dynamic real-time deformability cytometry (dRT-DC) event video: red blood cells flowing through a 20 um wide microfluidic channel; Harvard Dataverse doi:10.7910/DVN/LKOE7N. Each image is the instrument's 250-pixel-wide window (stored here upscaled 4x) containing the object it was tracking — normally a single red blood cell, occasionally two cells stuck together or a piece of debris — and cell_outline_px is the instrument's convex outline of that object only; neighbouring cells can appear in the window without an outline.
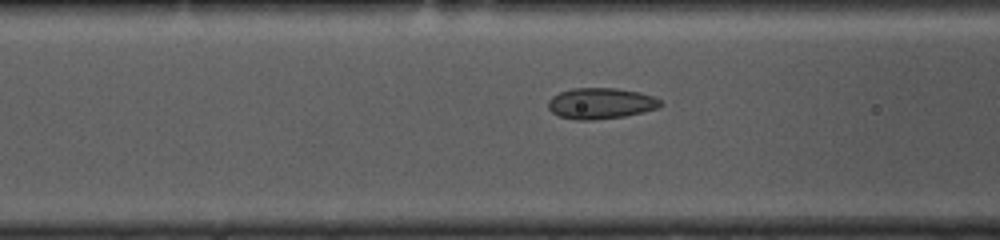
{"species": "common noctule bat (a hibernating species)", "species_latin": "Nyctalus noctula", "temperature_condition": "cold", "stored_images_in_passage": 7, "camera_frame_rate_fps": 3000, "um_per_image_px": 0.085, "animal": {"sex": "female", "body_mass_g": 10.0, "forearm_length_mm": 53.1}, "frame": {"image": 1, "passage_image": 5, "time_ms": 1.333, "image_size_px": [1000, 240], "cell_outline_px": [[664, 104], [660, 108], [644, 112], [624, 116], [592, 120], [576, 120], [560, 116], [552, 112], [548, 108], [548, 100], [552, 96], [560, 92], [572, 88], [616, 88], [640, 92], [652, 96], [660, 100]], "centroid_in_image_um": [51.08, 8.78], "position_along_channel_um": 115.5, "area_um2": 20.4}}